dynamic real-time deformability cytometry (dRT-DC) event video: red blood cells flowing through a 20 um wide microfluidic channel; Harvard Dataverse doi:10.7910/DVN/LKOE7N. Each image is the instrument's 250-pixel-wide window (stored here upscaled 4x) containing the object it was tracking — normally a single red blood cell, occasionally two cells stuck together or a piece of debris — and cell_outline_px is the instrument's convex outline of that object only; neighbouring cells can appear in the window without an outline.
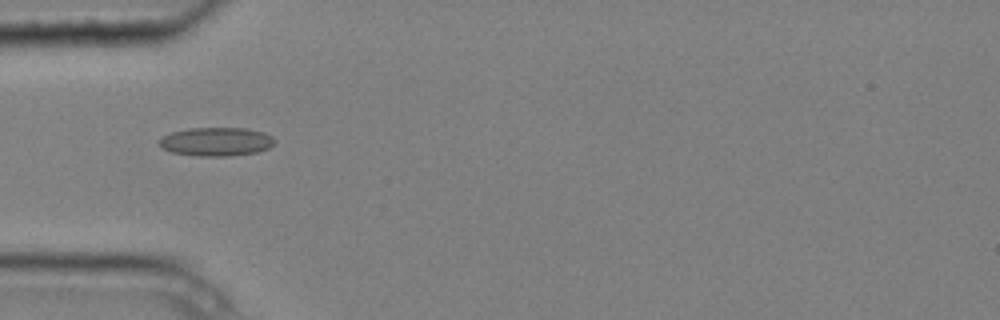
{"species": "common noctule bat (a hibernating species)", "species_latin": "Nyctalus noctula", "temperature_condition": "cold", "stored_images_in_passage": 6, "camera_frame_rate_fps": 3000, "um_per_image_px": 0.085, "animal": {"sex": "male", "body_mass_g": 20.4}, "frame": {"image": 1, "passage_image": 4, "time_ms": 1.0, "image_size_px": [1000, 320], "cell_outline_px": [[276, 140], [268, 148], [256, 152], [228, 156], [196, 156], [172, 152], [160, 148], [156, 140], [160, 136], [172, 132], [188, 128], [244, 128], [264, 132], [272, 136]], "centroid_in_image_um": [18.31, 12.04], "position_along_channel_um": 66.7, "area_um2": 19.48}}
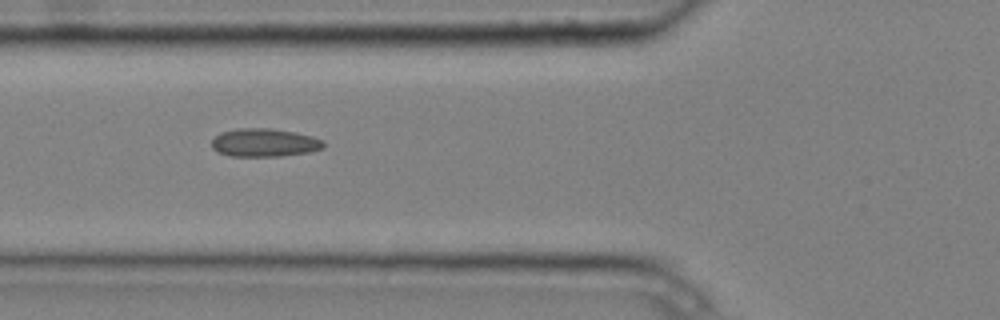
{"frame": {"image": 2, "passage_image": 5, "time_ms": 1.333, "image_size_px": [1000, 320], "cell_outline_px": [[324, 148], [312, 152], [280, 156], [228, 156], [216, 152], [212, 148], [212, 140], [220, 132], [236, 128], [272, 128], [296, 132], [312, 136], [324, 140]], "centroid_in_image_um": [22.48, 12.12], "position_along_channel_um": 103.3, "area_um2": 18.73}}
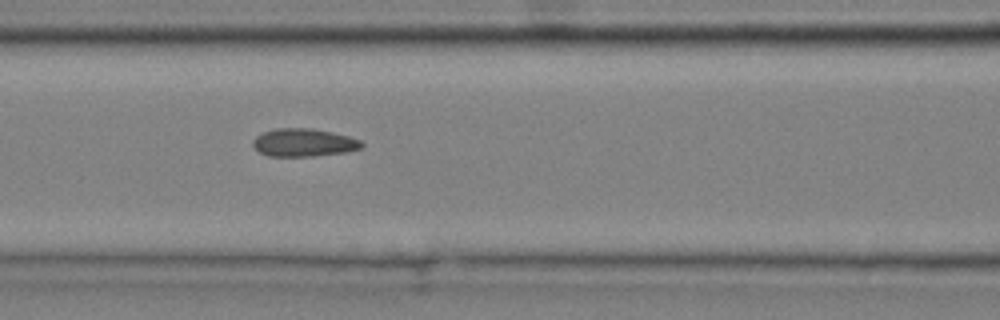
{"frame": {"image": 3, "passage_image": 6, "time_ms": 1.667, "image_size_px": [1000, 320], "cell_outline_px": [[364, 148], [348, 152], [312, 156], [268, 156], [260, 152], [252, 144], [252, 140], [256, 136], [264, 132], [276, 128], [312, 128], [332, 132], [348, 136], [360, 140], [364, 144]], "centroid_in_image_um": [25.85, 12.12], "position_along_channel_um": 140.8, "area_um2": 17.8}}